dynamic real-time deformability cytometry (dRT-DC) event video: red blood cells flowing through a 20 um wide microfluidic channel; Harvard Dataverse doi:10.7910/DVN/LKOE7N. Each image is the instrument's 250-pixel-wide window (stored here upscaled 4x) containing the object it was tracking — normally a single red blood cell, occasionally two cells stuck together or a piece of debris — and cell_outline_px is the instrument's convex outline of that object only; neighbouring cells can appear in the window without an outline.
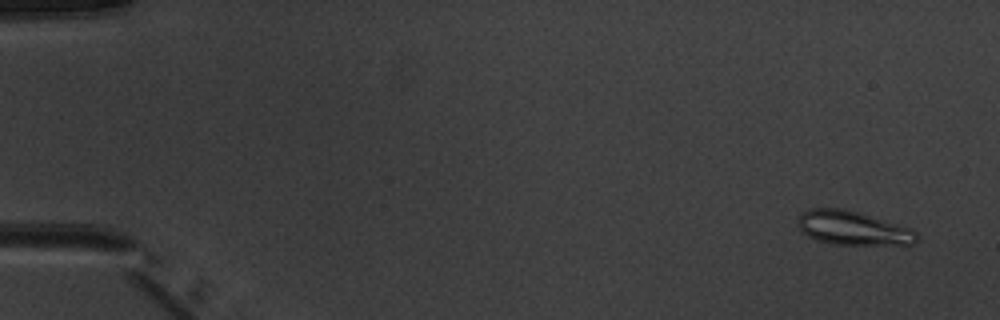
{"species": "common noctule bat (a hibernating species)", "species_latin": "Nyctalus noctula", "temperature_condition": "warm", "stored_images_in_passage": 6, "camera_frame_rate_fps": 3000, "um_per_image_px": 0.085, "animal": {"sex": "male", "body_mass_g": 20.1, "forearm_length_mm": 53.5}, "frame": {"image": 1, "passage_image": 1, "time_ms": 0.0, "image_size_px": [1000, 320], "cell_outline_px": [[920, 240], [912, 244], [832, 244], [816, 240], [808, 236], [796, 224], [796, 220], [808, 208], [840, 208], [856, 212], [912, 228], [916, 232]], "centroid_in_image_um": [72.48, 19.39], "position_along_channel_um": 12.5, "area_um2": 23.29}}
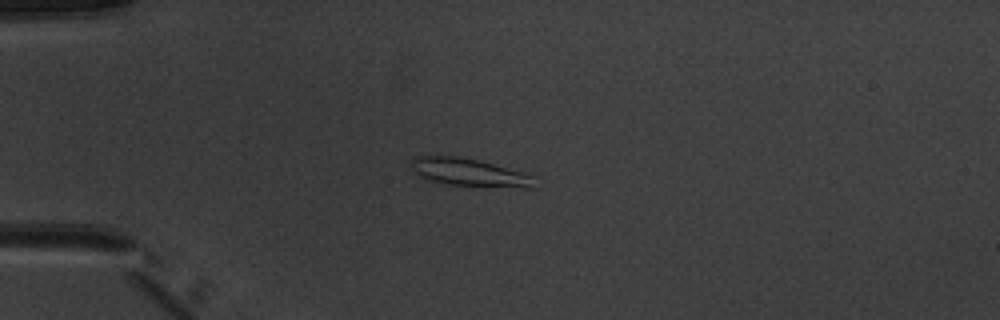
{"frame": {"image": 2, "passage_image": 4, "time_ms": 3.667, "image_size_px": [1000, 320], "cell_outline_px": [[532, 188], [524, 188], [448, 184], [428, 180], [420, 176], [412, 168], [412, 156], [456, 156], [480, 160], [524, 172], [532, 176]], "centroid_in_image_um": [39.87, 14.64], "position_along_channel_um": 45.1, "area_um2": 19.71}}
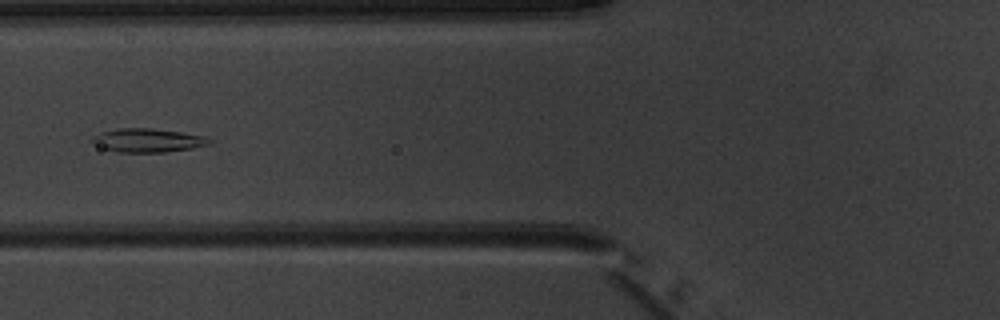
{"frame": {"image": 3, "passage_image": 6, "time_ms": 6.0, "image_size_px": [1000, 320], "cell_outline_px": [[212, 144], [192, 148], [164, 152], [120, 152], [100, 148], [92, 140], [92, 136], [100, 132], [120, 128], [152, 128], [208, 136], [212, 140]], "centroid_in_image_um": [12.6, 11.92], "position_along_channel_um": 113.2, "area_um2": 16.24}}